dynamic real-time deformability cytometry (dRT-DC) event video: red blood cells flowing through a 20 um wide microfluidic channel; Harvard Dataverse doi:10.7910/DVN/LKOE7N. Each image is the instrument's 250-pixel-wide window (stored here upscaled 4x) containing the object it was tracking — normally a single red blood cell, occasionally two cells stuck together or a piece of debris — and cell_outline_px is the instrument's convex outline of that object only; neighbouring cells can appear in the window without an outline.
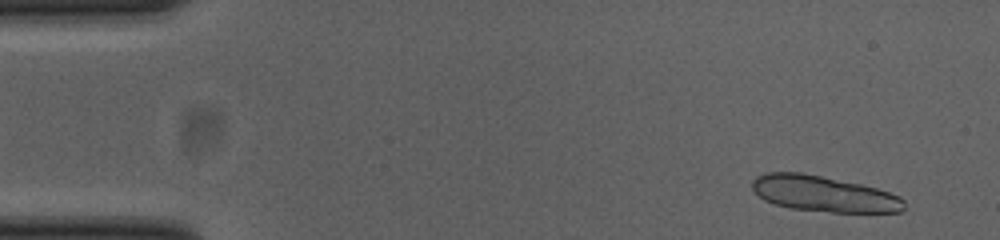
{"species": "common noctule bat (a hibernating species)", "species_latin": "Nyctalus noctula", "temperature_condition": "cold", "stored_images_in_passage": 14, "camera_frame_rate_fps": 3000, "um_per_image_px": 0.085, "animal": {"sex": "female", "body_mass_g": 23.0, "forearm_length_mm": 53.4}, "frame": {"image": 1, "passage_image": 3, "time_ms": 0.667, "image_size_px": [1000, 240], "cell_outline_px": [[904, 208], [900, 212], [832, 212], [792, 208], [776, 204], [764, 200], [752, 188], [752, 180], [756, 176], [764, 172], [804, 172], [860, 184], [876, 188], [900, 196], [904, 200]], "centroid_in_image_um": [70.0, 16.46], "position_along_channel_um": 15.0, "area_um2": 31.62}}